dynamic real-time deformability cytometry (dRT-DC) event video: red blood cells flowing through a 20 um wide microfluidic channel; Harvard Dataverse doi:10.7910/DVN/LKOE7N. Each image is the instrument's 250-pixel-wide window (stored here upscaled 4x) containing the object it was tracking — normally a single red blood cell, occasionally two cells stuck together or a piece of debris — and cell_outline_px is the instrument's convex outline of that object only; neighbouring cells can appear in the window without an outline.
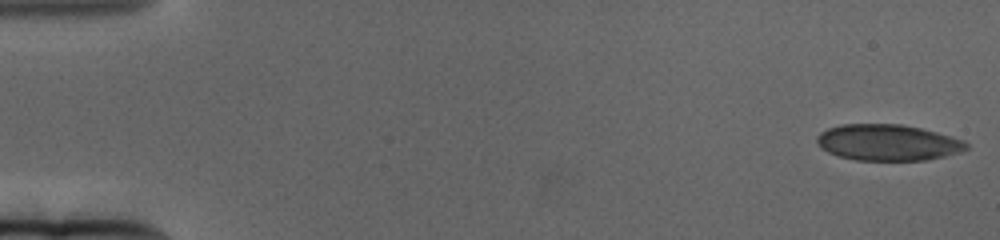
{"species": "human", "species_latin": "Homo sapiens", "temperature_condition": "cold", "stored_images_in_passage": 65, "camera_frame_rate_fps": 3000, "um_per_image_px": 0.085, "donor": {"sex": "female"}, "frame": {"image": 1, "passage_image": 1, "time_ms": 0.0, "image_size_px": [1000, 240], "cell_outline_px": [[968, 148], [960, 152], [944, 156], [924, 160], [856, 160], [836, 156], [820, 148], [816, 140], [816, 136], [820, 132], [828, 128], [840, 124], [900, 124], [920, 128], [952, 136], [964, 140], [968, 144]], "centroid_in_image_um": [75.43, 12.11], "position_along_channel_um": 9.6, "area_um2": 31.62}}
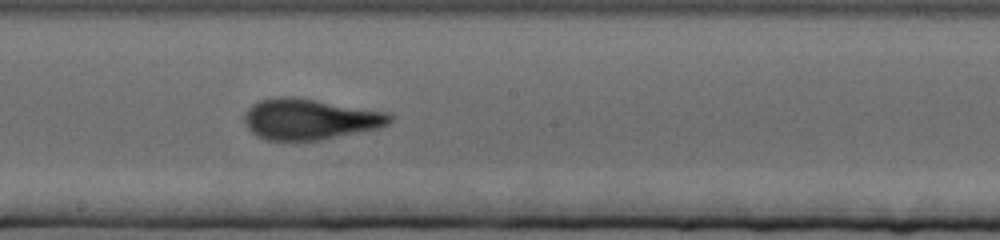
{"frame": {"image": 2, "passage_image": 36, "time_ms": 11.667, "image_size_px": [1000, 240], "cell_outline_px": [[392, 120], [388, 124], [376, 128], [320, 140], [268, 140], [256, 136], [248, 128], [244, 120], [244, 112], [252, 104], [260, 100], [276, 96], [292, 96], [388, 112], [392, 116]], "centroid_in_image_um": [26.28, 10.12], "position_along_channel_um": 221.9, "area_um2": 34.45}}
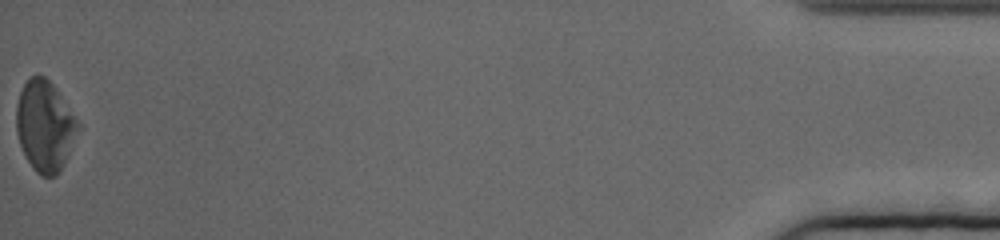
{"frame": {"image": 3, "passage_image": 65, "time_ms": 21.333, "image_size_px": [1000, 240], "cell_outline_px": [[80, 128], [68, 156], [60, 172], [56, 176], [40, 176], [32, 168], [20, 144], [16, 132], [16, 104], [20, 92], [24, 84], [32, 76], [44, 76], [56, 88], [80, 124]], "centroid_in_image_um": [3.82, 10.73], "position_along_channel_um": 431.4, "area_um2": 32.54}, "authors_computed_cell_mechanics": {"area_um2": 32.8304, "velocity_mm_per_s": 3.1134, "shape_relaxation_time_tau1_ms": 5.5501, "shape_relaxation_time_tau2_ms": 1.685, "deformation_change_tau1": 0.1833, "deformation_change_tau2": 0.0964}}